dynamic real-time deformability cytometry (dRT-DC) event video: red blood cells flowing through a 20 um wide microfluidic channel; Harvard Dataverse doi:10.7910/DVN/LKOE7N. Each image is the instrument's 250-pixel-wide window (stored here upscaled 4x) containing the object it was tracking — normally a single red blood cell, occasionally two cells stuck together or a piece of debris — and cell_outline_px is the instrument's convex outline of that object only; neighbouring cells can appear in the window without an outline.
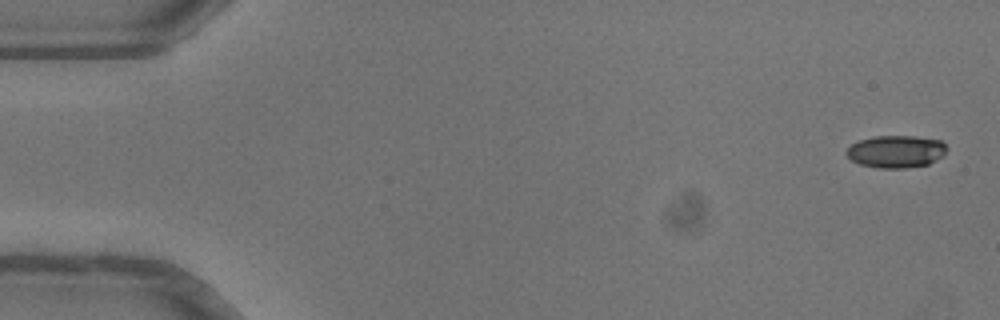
{"species": "common noctule bat (a hibernating species)", "species_latin": "Nyctalus noctula", "temperature_condition": "warm", "stored_images_in_passage": 16, "camera_frame_rate_fps": 3000, "um_per_image_px": 0.085, "animal": {"sex": "female"}, "frame": {"image": 1, "passage_image": 1, "time_ms": 0.0, "image_size_px": [1000, 320], "cell_outline_px": [[948, 148], [936, 160], [928, 164], [904, 168], [880, 168], [860, 164], [852, 160], [844, 152], [852, 144], [860, 140], [876, 136], [916, 136], [940, 140]], "centroid_in_image_um": [76.15, 12.87], "position_along_channel_um": 8.8, "area_um2": 18.73}}
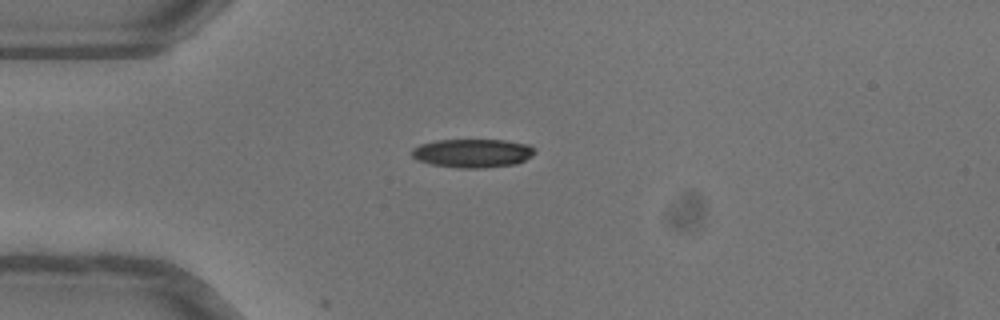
{"frame": {"image": 2, "passage_image": 13, "time_ms": 4.0, "image_size_px": [1000, 320], "cell_outline_px": [[536, 152], [532, 156], [516, 164], [484, 168], [456, 168], [432, 164], [416, 160], [412, 156], [412, 148], [420, 144], [436, 140], [504, 140], [528, 144], [536, 148]], "centroid_in_image_um": [40.18, 13.02], "position_along_channel_um": 44.8, "area_um2": 20.69}}